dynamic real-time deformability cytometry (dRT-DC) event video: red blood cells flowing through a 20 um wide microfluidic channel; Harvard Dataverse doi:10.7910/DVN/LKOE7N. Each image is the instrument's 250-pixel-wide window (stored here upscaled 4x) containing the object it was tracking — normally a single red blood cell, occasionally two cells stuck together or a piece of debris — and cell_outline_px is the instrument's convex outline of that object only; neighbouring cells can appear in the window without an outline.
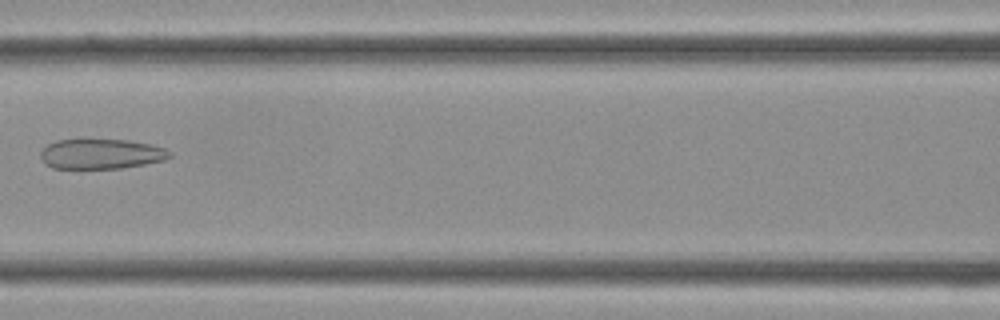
{"species": "Egyptian fruit bat (a non-hibernating species)", "species_latin": "Rousettus aegyptiacus", "temperature_condition": "cold", "stored_images_in_passage": 36, "camera_frame_rate_fps": 3000, "um_per_image_px": 0.085, "frame": {"image": 1, "passage_image": 16, "time_ms": 5.0, "image_size_px": [1000, 320], "cell_outline_px": [[172, 156], [164, 160], [144, 164], [120, 168], [52, 168], [44, 164], [40, 156], [40, 152], [48, 144], [56, 140], [84, 136], [128, 140], [152, 144], [164, 148], [172, 152]], "centroid_in_image_um": [8.56, 13.03], "position_along_channel_um": 158.0, "area_um2": 23.58}}
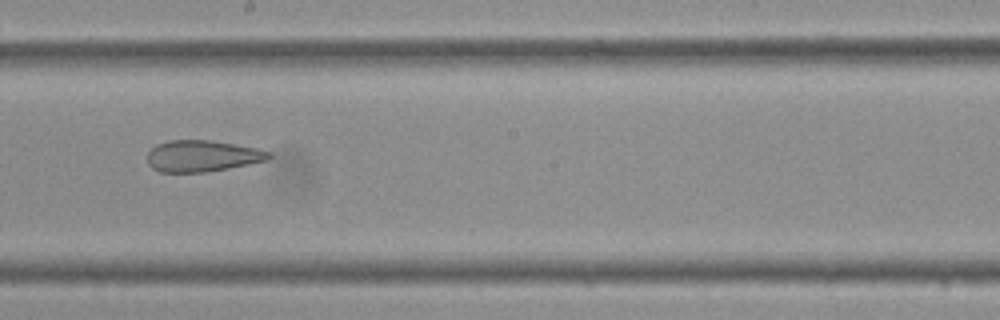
{"frame": {"image": 2, "passage_image": 20, "time_ms": 6.333, "image_size_px": [1000, 320], "cell_outline_px": [[272, 156], [268, 160], [228, 168], [204, 172], [160, 172], [152, 168], [148, 164], [148, 152], [156, 144], [168, 140], [212, 140], [256, 148], [272, 152]], "centroid_in_image_um": [17.19, 13.25], "position_along_channel_um": 231.0, "area_um2": 22.25}}
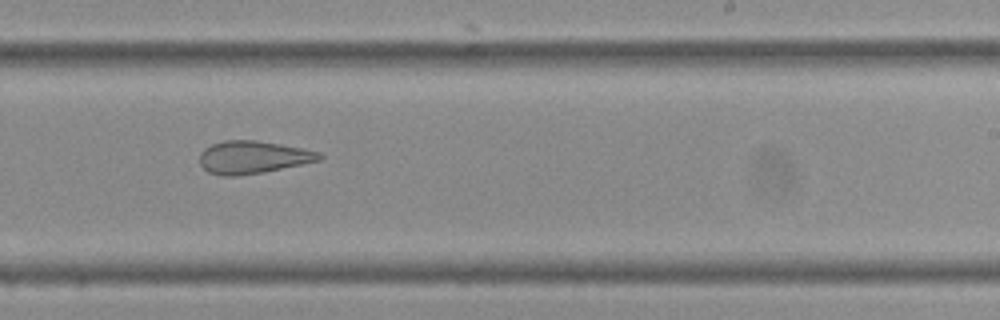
{"frame": {"image": 3, "passage_image": 22, "time_ms": 7.0, "image_size_px": [1000, 320], "cell_outline_px": [[324, 156], [320, 160], [264, 172], [236, 176], [224, 176], [208, 172], [200, 164], [200, 152], [204, 148], [212, 144], [224, 140], [256, 140], [280, 144], [320, 152]], "centroid_in_image_um": [21.47, 13.36], "position_along_channel_um": 267.5, "area_um2": 22.72}}